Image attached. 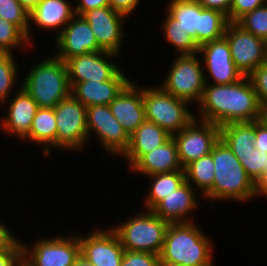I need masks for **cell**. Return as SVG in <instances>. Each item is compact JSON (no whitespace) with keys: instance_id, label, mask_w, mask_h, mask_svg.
<instances>
[{"instance_id":"1","label":"cell","mask_w":267,"mask_h":266,"mask_svg":"<svg viewBox=\"0 0 267 266\" xmlns=\"http://www.w3.org/2000/svg\"><path fill=\"white\" fill-rule=\"evenodd\" d=\"M206 85L198 104L199 120L219 127L232 122H253L262 119L263 109L253 85L244 76L232 84Z\"/></svg>"},{"instance_id":"2","label":"cell","mask_w":267,"mask_h":266,"mask_svg":"<svg viewBox=\"0 0 267 266\" xmlns=\"http://www.w3.org/2000/svg\"><path fill=\"white\" fill-rule=\"evenodd\" d=\"M215 177L212 189L204 196L211 201H250L260 193L255 183L247 175L240 161L221 140L212 148Z\"/></svg>"},{"instance_id":"3","label":"cell","mask_w":267,"mask_h":266,"mask_svg":"<svg viewBox=\"0 0 267 266\" xmlns=\"http://www.w3.org/2000/svg\"><path fill=\"white\" fill-rule=\"evenodd\" d=\"M209 235L194 222L170 223L159 254L160 262L183 266H213V246Z\"/></svg>"},{"instance_id":"4","label":"cell","mask_w":267,"mask_h":266,"mask_svg":"<svg viewBox=\"0 0 267 266\" xmlns=\"http://www.w3.org/2000/svg\"><path fill=\"white\" fill-rule=\"evenodd\" d=\"M33 66L21 86L39 107L54 108L71 94L64 60L52 54Z\"/></svg>"},{"instance_id":"5","label":"cell","mask_w":267,"mask_h":266,"mask_svg":"<svg viewBox=\"0 0 267 266\" xmlns=\"http://www.w3.org/2000/svg\"><path fill=\"white\" fill-rule=\"evenodd\" d=\"M120 223L110 227L125 250L160 254L169 222L162 220L151 210H143Z\"/></svg>"},{"instance_id":"6","label":"cell","mask_w":267,"mask_h":266,"mask_svg":"<svg viewBox=\"0 0 267 266\" xmlns=\"http://www.w3.org/2000/svg\"><path fill=\"white\" fill-rule=\"evenodd\" d=\"M143 101L146 120L159 125L171 136L179 133L195 118L188 102L165 92L160 86L143 87Z\"/></svg>"},{"instance_id":"7","label":"cell","mask_w":267,"mask_h":266,"mask_svg":"<svg viewBox=\"0 0 267 266\" xmlns=\"http://www.w3.org/2000/svg\"><path fill=\"white\" fill-rule=\"evenodd\" d=\"M198 55L197 53L176 56L160 85L165 92L174 97L189 104L196 102L197 105L200 103L206 85V72Z\"/></svg>"},{"instance_id":"8","label":"cell","mask_w":267,"mask_h":266,"mask_svg":"<svg viewBox=\"0 0 267 266\" xmlns=\"http://www.w3.org/2000/svg\"><path fill=\"white\" fill-rule=\"evenodd\" d=\"M57 126L56 149H84L89 141L87 131L86 107L72 94L54 107Z\"/></svg>"},{"instance_id":"9","label":"cell","mask_w":267,"mask_h":266,"mask_svg":"<svg viewBox=\"0 0 267 266\" xmlns=\"http://www.w3.org/2000/svg\"><path fill=\"white\" fill-rule=\"evenodd\" d=\"M70 237L56 235L34 241L28 247L20 241L23 266H72L80 254V241L77 233Z\"/></svg>"},{"instance_id":"10","label":"cell","mask_w":267,"mask_h":266,"mask_svg":"<svg viewBox=\"0 0 267 266\" xmlns=\"http://www.w3.org/2000/svg\"><path fill=\"white\" fill-rule=\"evenodd\" d=\"M183 169L191 162L211 153L220 139V127L195 118L179 133L172 135Z\"/></svg>"},{"instance_id":"11","label":"cell","mask_w":267,"mask_h":266,"mask_svg":"<svg viewBox=\"0 0 267 266\" xmlns=\"http://www.w3.org/2000/svg\"><path fill=\"white\" fill-rule=\"evenodd\" d=\"M86 119L89 139L95 135L103 151L112 156L121 157L125 153L130 136L111 113L109 105L86 107Z\"/></svg>"},{"instance_id":"12","label":"cell","mask_w":267,"mask_h":266,"mask_svg":"<svg viewBox=\"0 0 267 266\" xmlns=\"http://www.w3.org/2000/svg\"><path fill=\"white\" fill-rule=\"evenodd\" d=\"M118 56L120 55L102 50L67 59L65 64L70 87L90 80H110L120 70V67L112 60Z\"/></svg>"},{"instance_id":"13","label":"cell","mask_w":267,"mask_h":266,"mask_svg":"<svg viewBox=\"0 0 267 266\" xmlns=\"http://www.w3.org/2000/svg\"><path fill=\"white\" fill-rule=\"evenodd\" d=\"M224 37L227 39L231 57L243 76H249L264 63V40L244 30L236 22H229Z\"/></svg>"},{"instance_id":"14","label":"cell","mask_w":267,"mask_h":266,"mask_svg":"<svg viewBox=\"0 0 267 266\" xmlns=\"http://www.w3.org/2000/svg\"><path fill=\"white\" fill-rule=\"evenodd\" d=\"M81 16L89 23L98 45L104 51L119 55L126 35L123 27L126 16L110 6L88 10Z\"/></svg>"},{"instance_id":"15","label":"cell","mask_w":267,"mask_h":266,"mask_svg":"<svg viewBox=\"0 0 267 266\" xmlns=\"http://www.w3.org/2000/svg\"><path fill=\"white\" fill-rule=\"evenodd\" d=\"M97 229L86 237L78 234L80 253L95 266H120L125 249L110 227Z\"/></svg>"},{"instance_id":"16","label":"cell","mask_w":267,"mask_h":266,"mask_svg":"<svg viewBox=\"0 0 267 266\" xmlns=\"http://www.w3.org/2000/svg\"><path fill=\"white\" fill-rule=\"evenodd\" d=\"M56 56L61 60L83 55L103 49L98 45L89 23L82 17L75 15L55 36Z\"/></svg>"},{"instance_id":"17","label":"cell","mask_w":267,"mask_h":266,"mask_svg":"<svg viewBox=\"0 0 267 266\" xmlns=\"http://www.w3.org/2000/svg\"><path fill=\"white\" fill-rule=\"evenodd\" d=\"M201 53L203 69L210 74L214 85L232 84L244 77L232 60L230 46L225 37L203 43L199 46L198 54Z\"/></svg>"},{"instance_id":"18","label":"cell","mask_w":267,"mask_h":266,"mask_svg":"<svg viewBox=\"0 0 267 266\" xmlns=\"http://www.w3.org/2000/svg\"><path fill=\"white\" fill-rule=\"evenodd\" d=\"M20 89L14 93L15 95L6 102L7 116L0 119V127L10 136H16L21 141L29 134L32 125V120L39 108L38 104L20 86ZM10 101V102H8Z\"/></svg>"},{"instance_id":"19","label":"cell","mask_w":267,"mask_h":266,"mask_svg":"<svg viewBox=\"0 0 267 266\" xmlns=\"http://www.w3.org/2000/svg\"><path fill=\"white\" fill-rule=\"evenodd\" d=\"M133 80L109 104L111 113L130 136L145 120L143 87H138Z\"/></svg>"},{"instance_id":"20","label":"cell","mask_w":267,"mask_h":266,"mask_svg":"<svg viewBox=\"0 0 267 266\" xmlns=\"http://www.w3.org/2000/svg\"><path fill=\"white\" fill-rule=\"evenodd\" d=\"M185 181L181 186L159 201L151 211L169 223H186L194 220L189 217L198 206L199 192ZM195 193V194H194ZM198 194V197H197ZM196 195V196H195Z\"/></svg>"},{"instance_id":"21","label":"cell","mask_w":267,"mask_h":266,"mask_svg":"<svg viewBox=\"0 0 267 266\" xmlns=\"http://www.w3.org/2000/svg\"><path fill=\"white\" fill-rule=\"evenodd\" d=\"M131 82L121 69L107 81H86L76 83L71 94L85 107L109 105Z\"/></svg>"},{"instance_id":"22","label":"cell","mask_w":267,"mask_h":266,"mask_svg":"<svg viewBox=\"0 0 267 266\" xmlns=\"http://www.w3.org/2000/svg\"><path fill=\"white\" fill-rule=\"evenodd\" d=\"M75 16L74 6L67 0H41L29 13L28 41H31V23L40 29H57L58 35L65 25ZM59 28V29H58Z\"/></svg>"},{"instance_id":"23","label":"cell","mask_w":267,"mask_h":266,"mask_svg":"<svg viewBox=\"0 0 267 266\" xmlns=\"http://www.w3.org/2000/svg\"><path fill=\"white\" fill-rule=\"evenodd\" d=\"M129 169L145 176L184 170L172 136L161 146L143 154Z\"/></svg>"},{"instance_id":"24","label":"cell","mask_w":267,"mask_h":266,"mask_svg":"<svg viewBox=\"0 0 267 266\" xmlns=\"http://www.w3.org/2000/svg\"><path fill=\"white\" fill-rule=\"evenodd\" d=\"M171 137L159 125L145 120L131 135L128 149L121 156L130 168L143 154L164 144Z\"/></svg>"},{"instance_id":"25","label":"cell","mask_w":267,"mask_h":266,"mask_svg":"<svg viewBox=\"0 0 267 266\" xmlns=\"http://www.w3.org/2000/svg\"><path fill=\"white\" fill-rule=\"evenodd\" d=\"M56 134L54 108L39 107L32 120L30 132L23 140L41 145L43 155L50 156L51 148H56Z\"/></svg>"},{"instance_id":"26","label":"cell","mask_w":267,"mask_h":266,"mask_svg":"<svg viewBox=\"0 0 267 266\" xmlns=\"http://www.w3.org/2000/svg\"><path fill=\"white\" fill-rule=\"evenodd\" d=\"M220 139L233 154H247L254 149L256 121L227 123L220 127Z\"/></svg>"},{"instance_id":"27","label":"cell","mask_w":267,"mask_h":266,"mask_svg":"<svg viewBox=\"0 0 267 266\" xmlns=\"http://www.w3.org/2000/svg\"><path fill=\"white\" fill-rule=\"evenodd\" d=\"M148 177L151 181L144 200L146 210H151L159 201L186 181L184 170L149 175Z\"/></svg>"},{"instance_id":"28","label":"cell","mask_w":267,"mask_h":266,"mask_svg":"<svg viewBox=\"0 0 267 266\" xmlns=\"http://www.w3.org/2000/svg\"><path fill=\"white\" fill-rule=\"evenodd\" d=\"M215 166L212 159V151L208 155L189 163L185 168V180L200 190L202 198L212 189L215 177Z\"/></svg>"},{"instance_id":"29","label":"cell","mask_w":267,"mask_h":266,"mask_svg":"<svg viewBox=\"0 0 267 266\" xmlns=\"http://www.w3.org/2000/svg\"><path fill=\"white\" fill-rule=\"evenodd\" d=\"M229 21L220 11L204 8L200 5L199 30L196 31V42L200 46L208 41L224 37Z\"/></svg>"},{"instance_id":"30","label":"cell","mask_w":267,"mask_h":266,"mask_svg":"<svg viewBox=\"0 0 267 266\" xmlns=\"http://www.w3.org/2000/svg\"><path fill=\"white\" fill-rule=\"evenodd\" d=\"M167 12L177 20V24L196 41L199 30L200 4L196 0H170Z\"/></svg>"},{"instance_id":"31","label":"cell","mask_w":267,"mask_h":266,"mask_svg":"<svg viewBox=\"0 0 267 266\" xmlns=\"http://www.w3.org/2000/svg\"><path fill=\"white\" fill-rule=\"evenodd\" d=\"M164 21L161 23L164 38L178 52V55H191L199 52V45L195 39L185 32L177 20L166 12Z\"/></svg>"},{"instance_id":"32","label":"cell","mask_w":267,"mask_h":266,"mask_svg":"<svg viewBox=\"0 0 267 266\" xmlns=\"http://www.w3.org/2000/svg\"><path fill=\"white\" fill-rule=\"evenodd\" d=\"M14 53H0V104L11 96L14 84H17L18 69Z\"/></svg>"},{"instance_id":"33","label":"cell","mask_w":267,"mask_h":266,"mask_svg":"<svg viewBox=\"0 0 267 266\" xmlns=\"http://www.w3.org/2000/svg\"><path fill=\"white\" fill-rule=\"evenodd\" d=\"M29 45L32 47L27 36L15 24L0 17V53L12 54L14 48H29Z\"/></svg>"},{"instance_id":"34","label":"cell","mask_w":267,"mask_h":266,"mask_svg":"<svg viewBox=\"0 0 267 266\" xmlns=\"http://www.w3.org/2000/svg\"><path fill=\"white\" fill-rule=\"evenodd\" d=\"M0 17L15 24L28 38L29 12L18 0H0Z\"/></svg>"},{"instance_id":"35","label":"cell","mask_w":267,"mask_h":266,"mask_svg":"<svg viewBox=\"0 0 267 266\" xmlns=\"http://www.w3.org/2000/svg\"><path fill=\"white\" fill-rule=\"evenodd\" d=\"M247 32L256 37L267 39V3L245 14L237 22Z\"/></svg>"},{"instance_id":"36","label":"cell","mask_w":267,"mask_h":266,"mask_svg":"<svg viewBox=\"0 0 267 266\" xmlns=\"http://www.w3.org/2000/svg\"><path fill=\"white\" fill-rule=\"evenodd\" d=\"M242 164L247 175L255 183L256 187L261 184V173L266 168L267 152L253 149L247 154H234Z\"/></svg>"},{"instance_id":"37","label":"cell","mask_w":267,"mask_h":266,"mask_svg":"<svg viewBox=\"0 0 267 266\" xmlns=\"http://www.w3.org/2000/svg\"><path fill=\"white\" fill-rule=\"evenodd\" d=\"M262 109L267 108V63H262L249 76Z\"/></svg>"},{"instance_id":"38","label":"cell","mask_w":267,"mask_h":266,"mask_svg":"<svg viewBox=\"0 0 267 266\" xmlns=\"http://www.w3.org/2000/svg\"><path fill=\"white\" fill-rule=\"evenodd\" d=\"M159 255L150 252L124 251L120 266H159Z\"/></svg>"},{"instance_id":"39","label":"cell","mask_w":267,"mask_h":266,"mask_svg":"<svg viewBox=\"0 0 267 266\" xmlns=\"http://www.w3.org/2000/svg\"><path fill=\"white\" fill-rule=\"evenodd\" d=\"M267 0H232L230 8V22H237L245 14L261 7Z\"/></svg>"},{"instance_id":"40","label":"cell","mask_w":267,"mask_h":266,"mask_svg":"<svg viewBox=\"0 0 267 266\" xmlns=\"http://www.w3.org/2000/svg\"><path fill=\"white\" fill-rule=\"evenodd\" d=\"M20 239L0 221V253L22 252Z\"/></svg>"},{"instance_id":"41","label":"cell","mask_w":267,"mask_h":266,"mask_svg":"<svg viewBox=\"0 0 267 266\" xmlns=\"http://www.w3.org/2000/svg\"><path fill=\"white\" fill-rule=\"evenodd\" d=\"M141 0H109L110 7L126 17L134 13Z\"/></svg>"},{"instance_id":"42","label":"cell","mask_w":267,"mask_h":266,"mask_svg":"<svg viewBox=\"0 0 267 266\" xmlns=\"http://www.w3.org/2000/svg\"><path fill=\"white\" fill-rule=\"evenodd\" d=\"M254 148L267 152V122L263 118L256 121Z\"/></svg>"},{"instance_id":"43","label":"cell","mask_w":267,"mask_h":266,"mask_svg":"<svg viewBox=\"0 0 267 266\" xmlns=\"http://www.w3.org/2000/svg\"><path fill=\"white\" fill-rule=\"evenodd\" d=\"M204 8L217 10L225 14L230 22L232 0H196Z\"/></svg>"},{"instance_id":"44","label":"cell","mask_w":267,"mask_h":266,"mask_svg":"<svg viewBox=\"0 0 267 266\" xmlns=\"http://www.w3.org/2000/svg\"><path fill=\"white\" fill-rule=\"evenodd\" d=\"M78 4L74 6L75 15L81 16L84 12L101 8V7H109V0H78L76 1Z\"/></svg>"},{"instance_id":"45","label":"cell","mask_w":267,"mask_h":266,"mask_svg":"<svg viewBox=\"0 0 267 266\" xmlns=\"http://www.w3.org/2000/svg\"><path fill=\"white\" fill-rule=\"evenodd\" d=\"M0 266H23L22 252L0 253Z\"/></svg>"},{"instance_id":"46","label":"cell","mask_w":267,"mask_h":266,"mask_svg":"<svg viewBox=\"0 0 267 266\" xmlns=\"http://www.w3.org/2000/svg\"><path fill=\"white\" fill-rule=\"evenodd\" d=\"M258 192L260 195H263L267 198V162L266 168H264L263 172L261 173V184L257 187Z\"/></svg>"},{"instance_id":"47","label":"cell","mask_w":267,"mask_h":266,"mask_svg":"<svg viewBox=\"0 0 267 266\" xmlns=\"http://www.w3.org/2000/svg\"><path fill=\"white\" fill-rule=\"evenodd\" d=\"M18 1L30 13L41 0H18Z\"/></svg>"},{"instance_id":"48","label":"cell","mask_w":267,"mask_h":266,"mask_svg":"<svg viewBox=\"0 0 267 266\" xmlns=\"http://www.w3.org/2000/svg\"><path fill=\"white\" fill-rule=\"evenodd\" d=\"M72 266H95L92 263H90L81 253L79 256L75 259Z\"/></svg>"},{"instance_id":"49","label":"cell","mask_w":267,"mask_h":266,"mask_svg":"<svg viewBox=\"0 0 267 266\" xmlns=\"http://www.w3.org/2000/svg\"><path fill=\"white\" fill-rule=\"evenodd\" d=\"M159 266H183L181 264H175L172 262H159Z\"/></svg>"},{"instance_id":"50","label":"cell","mask_w":267,"mask_h":266,"mask_svg":"<svg viewBox=\"0 0 267 266\" xmlns=\"http://www.w3.org/2000/svg\"><path fill=\"white\" fill-rule=\"evenodd\" d=\"M264 63H267V39L264 40Z\"/></svg>"},{"instance_id":"51","label":"cell","mask_w":267,"mask_h":266,"mask_svg":"<svg viewBox=\"0 0 267 266\" xmlns=\"http://www.w3.org/2000/svg\"><path fill=\"white\" fill-rule=\"evenodd\" d=\"M262 118L267 122V108L263 109V117Z\"/></svg>"}]
</instances>
